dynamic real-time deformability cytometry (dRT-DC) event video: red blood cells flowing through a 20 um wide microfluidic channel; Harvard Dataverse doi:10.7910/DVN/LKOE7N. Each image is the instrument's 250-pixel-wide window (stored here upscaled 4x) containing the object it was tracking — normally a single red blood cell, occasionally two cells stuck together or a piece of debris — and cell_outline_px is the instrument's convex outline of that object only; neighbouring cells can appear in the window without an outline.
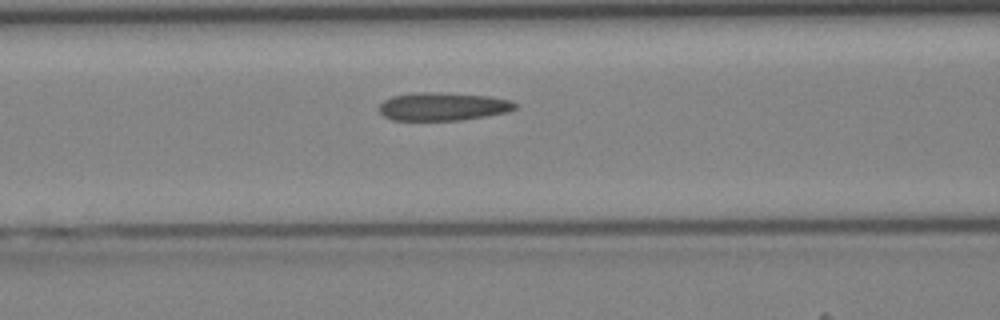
{"species": "Egyptian fruit bat (a non-hibernating species)", "species_latin": "Rousettus aegyptiacus", "temperature_condition": "cold", "stored_images_in_passage": 38, "camera_frame_rate_fps": 3000, "um_per_image_px": 0.085, "animal": {"sex": "female"}, "frame": {"image": 1, "passage_image": 15, "time_ms": 4.667, "image_size_px": [1000, 320], "cell_outline_px": [[516, 108], [508, 112], [488, 116], [460, 120], [392, 120], [384, 116], [380, 112], [380, 104], [384, 100], [392, 96], [416, 92], [428, 92], [492, 96], [512, 100], [516, 104]], "centroid_in_image_um": [37.67, 9.05], "position_along_channel_um": 128.9, "area_um2": 22.31}}
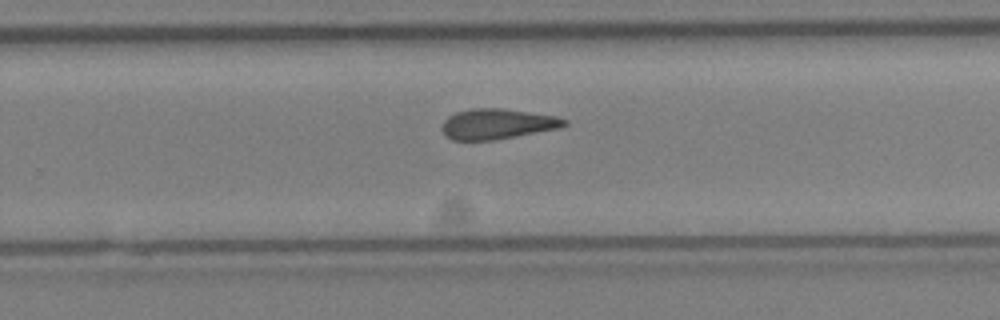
{"frame": {"image": 2, "passage_image": 25, "time_ms": 8.0, "image_size_px": [1000, 320], "cell_outline_px": [[568, 124], [560, 128], [492, 140], [452, 140], [444, 136], [440, 128], [444, 120], [448, 116], [456, 112], [472, 108], [500, 108], [556, 116], [568, 120]], "centroid_in_image_um": [42.22, 10.53], "position_along_channel_um": 287.6, "area_um2": 21.68}}
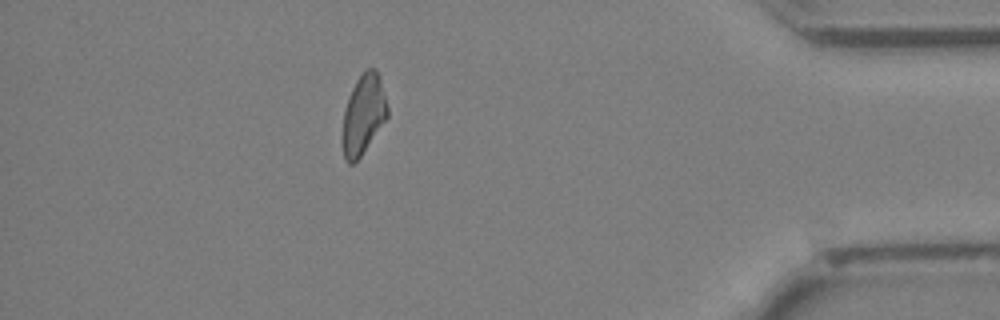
{"frame": {"image": 3, "passage_image": 35, "time_ms": 11.333, "image_size_px": [1000, 320], "cell_outline_px": [[388, 116], [360, 156], [352, 164], [348, 164], [344, 160], [344, 112], [348, 96], [356, 80], [368, 68], [372, 68], [380, 76], [388, 108]], "centroid_in_image_um": [30.9, 9.7], "position_along_channel_um": 404.3, "area_um2": 20.23}}